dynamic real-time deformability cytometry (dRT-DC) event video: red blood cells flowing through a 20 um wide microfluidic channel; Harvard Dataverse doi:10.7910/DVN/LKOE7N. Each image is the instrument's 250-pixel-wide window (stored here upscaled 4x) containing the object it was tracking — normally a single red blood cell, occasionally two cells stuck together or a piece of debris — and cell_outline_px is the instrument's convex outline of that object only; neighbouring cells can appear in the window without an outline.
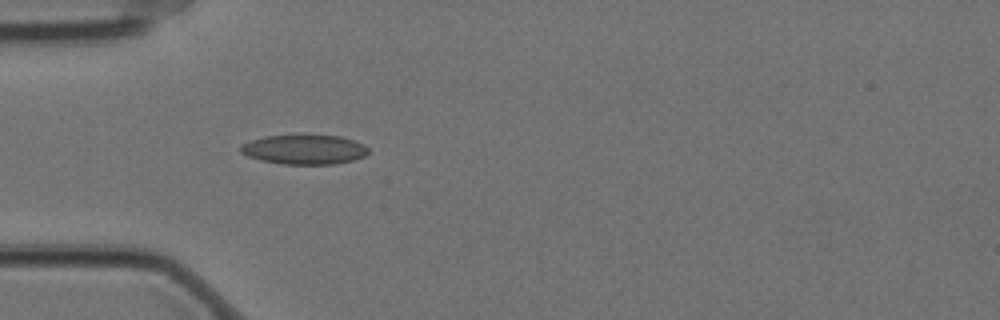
{"species": "Egyptian fruit bat (a non-hibernating species)", "species_latin": "Rousettus aegyptiacus", "temperature_condition": "cold", "stored_images_in_passage": 5, "camera_frame_rate_fps": 3000, "um_per_image_px": 0.085, "animal": {"sex": "female"}, "frame": {"image": 1, "passage_image": 5, "time_ms": 1.333, "image_size_px": [1000, 320], "cell_outline_px": [[368, 152], [364, 156], [352, 160], [336, 164], [284, 164], [260, 160], [248, 156], [240, 152], [240, 148], [244, 144], [252, 140], [264, 136], [340, 136], [364, 144], [368, 148]], "centroid_in_image_um": [25.88, 12.72], "position_along_channel_um": 59.1, "area_um2": 21.62}}